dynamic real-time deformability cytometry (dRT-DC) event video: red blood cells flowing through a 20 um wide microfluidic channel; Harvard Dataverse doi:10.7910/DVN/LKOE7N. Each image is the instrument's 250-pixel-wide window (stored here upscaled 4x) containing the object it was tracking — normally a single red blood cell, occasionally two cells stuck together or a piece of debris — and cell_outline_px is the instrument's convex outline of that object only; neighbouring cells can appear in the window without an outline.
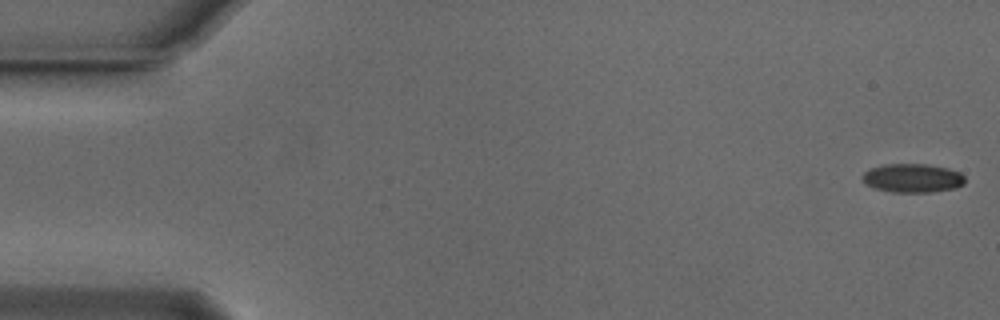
{"species": "Egyptian fruit bat (a non-hibernating species)", "species_latin": "Rousettus aegyptiacus", "temperature_condition": "cold", "stored_images_in_passage": 54, "camera_frame_rate_fps": 3000, "um_per_image_px": 0.085, "animal": {"sex": "male"}, "frame": {"image": 1, "passage_image": 1, "time_ms": 0.0, "image_size_px": [1000, 320], "cell_outline_px": [[964, 184], [956, 188], [932, 192], [892, 192], [872, 188], [864, 184], [864, 172], [872, 168], [884, 164], [928, 164], [948, 168], [960, 172], [964, 176]], "centroid_in_image_um": [77.58, 15.14], "position_along_channel_um": 7.4, "area_um2": 17.28}}
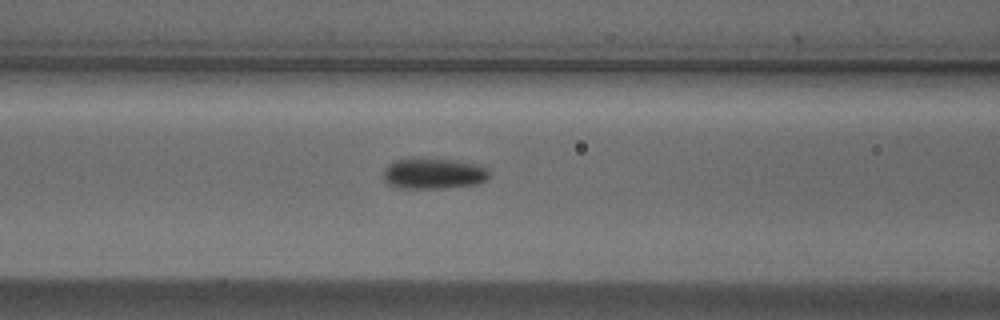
{"frame": {"image": 2, "passage_image": 22, "time_ms": 7.0, "image_size_px": [1000, 320], "cell_outline_px": [[492, 176], [480, 184], [440, 188], [400, 188], [388, 184], [384, 180], [384, 168], [388, 164], [396, 160], [420, 156], [456, 160], [476, 164], [488, 168]], "centroid_in_image_um": [36.88, 14.72], "position_along_channel_um": 129.7, "area_um2": 19.65}}
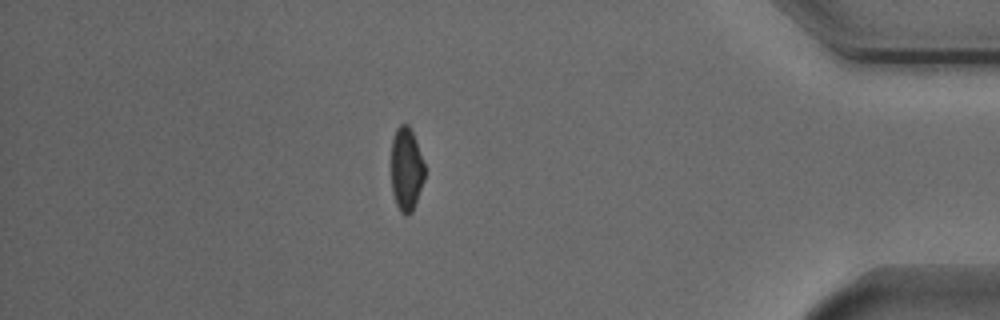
{"frame": {"image": 3, "passage_image": 47, "time_ms": 15.333, "image_size_px": [1000, 320], "cell_outline_px": [[424, 180], [412, 212], [400, 212], [396, 204], [392, 192], [392, 140], [396, 128], [400, 124], [408, 124], [416, 140], [424, 164]], "centroid_in_image_um": [34.53, 14.35], "position_along_channel_um": 400.7, "area_um2": 16.01}, "authors_computed_cell_mechanics": {"area_um2": 17.9758, "velocity_mm_per_s": 3.7697, "shape_relaxation_time_tau1_ms": 3.5985, "shape_relaxation_time_tau2_ms": 3.0062, "deformation_change_tau1": 0.1028, "deformation_change_tau2": 0.0666}}